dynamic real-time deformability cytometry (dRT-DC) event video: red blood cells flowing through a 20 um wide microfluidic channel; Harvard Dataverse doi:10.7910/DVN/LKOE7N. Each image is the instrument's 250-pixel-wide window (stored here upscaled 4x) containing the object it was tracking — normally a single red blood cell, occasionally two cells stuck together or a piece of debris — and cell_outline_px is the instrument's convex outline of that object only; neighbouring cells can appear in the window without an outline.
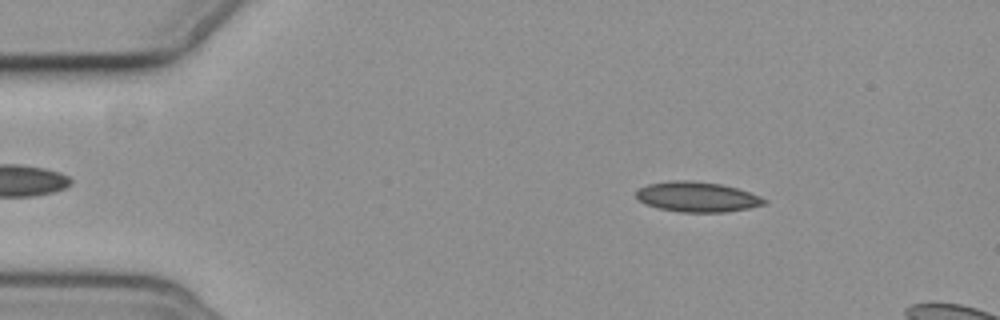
{"species": "common noctule bat (a hibernating species)", "species_latin": "Nyctalus noctula", "temperature_condition": "cold", "stored_images_in_passage": 4, "camera_frame_rate_fps": 3000, "um_per_image_px": 0.085, "animal": {"sex": "female", "body_mass_g": 19.3, "forearm_length_mm": 54.1}, "frame": {"image": 1, "passage_image": 2, "time_ms": 1.333, "image_size_px": [1000, 320], "cell_outline_px": [[768, 200], [764, 204], [748, 208], [724, 212], [680, 212], [660, 208], [648, 204], [640, 200], [636, 196], [636, 192], [640, 188], [648, 184], [672, 180], [692, 180], [720, 184], [736, 188], [760, 196]], "centroid_in_image_um": [59.27, 16.73], "position_along_channel_um": 25.7, "area_um2": 22.2}}